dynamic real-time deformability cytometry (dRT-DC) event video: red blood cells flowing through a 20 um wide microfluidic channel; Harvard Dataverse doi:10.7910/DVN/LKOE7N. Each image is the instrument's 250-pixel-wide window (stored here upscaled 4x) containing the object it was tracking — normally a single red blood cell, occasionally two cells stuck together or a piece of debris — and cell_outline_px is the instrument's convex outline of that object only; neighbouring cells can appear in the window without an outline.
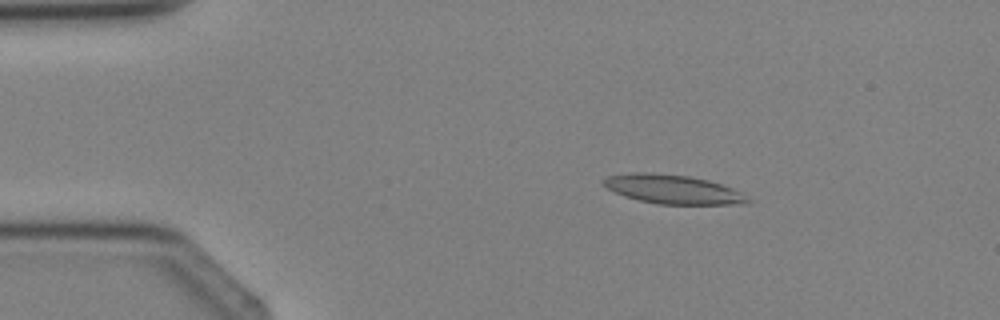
{"species": "Egyptian fruit bat (a non-hibernating species)", "species_latin": "Rousettus aegyptiacus", "temperature_condition": "cold", "stored_images_in_passage": 3, "camera_frame_rate_fps": 3000, "um_per_image_px": 0.085, "animal": {"sex": "female"}, "frame": {"image": 1, "passage_image": 2, "time_ms": 1.333, "image_size_px": [1000, 320], "cell_outline_px": [[752, 204], [656, 204], [624, 196], [608, 188], [600, 180], [608, 176], [632, 172], [644, 172], [688, 176], [708, 180], [732, 188], [740, 192], [752, 200]], "centroid_in_image_um": [57.22, 16.1], "position_along_channel_um": 27.8, "area_um2": 24.28}}